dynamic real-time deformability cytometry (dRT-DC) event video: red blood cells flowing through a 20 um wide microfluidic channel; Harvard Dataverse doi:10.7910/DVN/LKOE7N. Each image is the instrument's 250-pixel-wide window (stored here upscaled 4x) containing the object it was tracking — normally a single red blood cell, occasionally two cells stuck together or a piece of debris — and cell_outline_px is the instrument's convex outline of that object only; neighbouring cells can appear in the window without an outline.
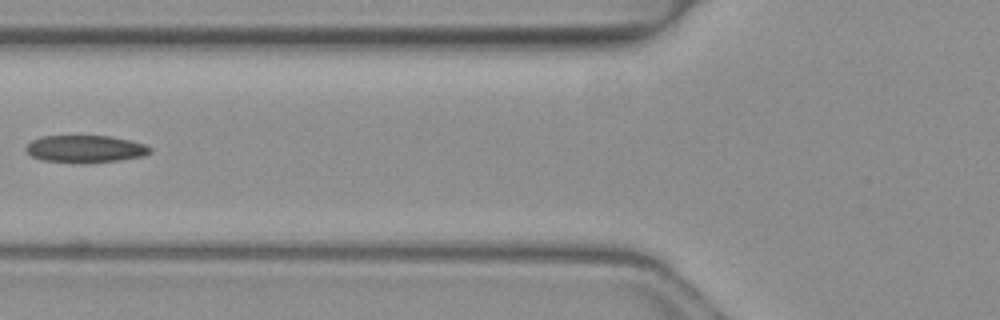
{"species": "common noctule bat (a hibernating species)", "species_latin": "Nyctalus noctula", "temperature_condition": "warm", "stored_images_in_passage": 4, "camera_frame_rate_fps": 3000, "um_per_image_px": 0.085, "animal": {"sex": "female", "body_mass_g": 19.3, "forearm_length_mm": 54.1}, "frame": {"image": 1, "passage_image": 4, "time_ms": 1.0, "image_size_px": [1000, 320], "cell_outline_px": [[152, 152], [144, 156], [120, 160], [84, 164], [40, 160], [24, 152], [24, 148], [32, 140], [40, 136], [108, 136], [128, 140], [144, 144], [152, 148]], "centroid_in_image_um": [7.22, 12.67], "position_along_channel_um": 118.6, "area_um2": 20.06}}